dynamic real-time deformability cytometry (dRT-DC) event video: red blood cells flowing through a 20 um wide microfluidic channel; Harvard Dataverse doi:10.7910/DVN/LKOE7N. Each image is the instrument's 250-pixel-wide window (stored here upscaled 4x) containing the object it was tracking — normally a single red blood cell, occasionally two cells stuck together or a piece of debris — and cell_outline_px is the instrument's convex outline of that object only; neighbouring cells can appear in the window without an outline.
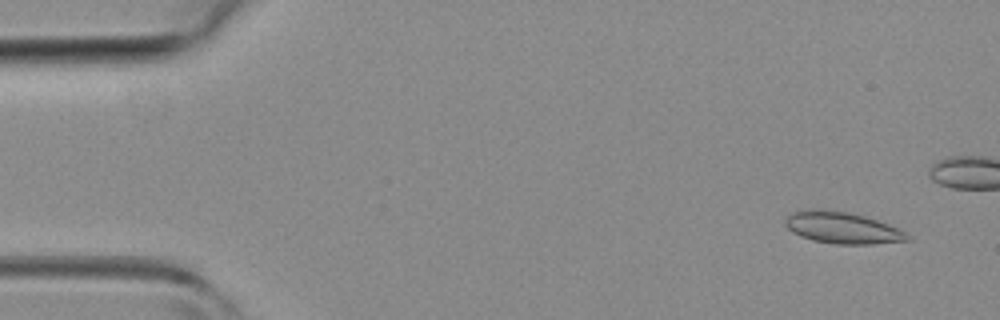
{"species": "common noctule bat (a hibernating species)", "species_latin": "Nyctalus noctula", "temperature_condition": "room temperature", "stored_images_in_passage": 44, "camera_frame_rate_fps": 3000, "um_per_image_px": 0.085, "animal": {"sex": "female", "body_mass_g": 19.3, "forearm_length_mm": 54.1}, "frame": {"image": 1, "passage_image": 3, "time_ms": 0.667, "image_size_px": [1000, 320], "cell_outline_px": [[912, 240], [872, 244], [836, 244], [812, 240], [800, 236], [792, 232], [784, 224], [784, 220], [792, 212], [804, 208], [816, 208], [848, 212], [864, 216], [900, 228], [912, 236]], "centroid_in_image_um": [71.6, 19.35], "position_along_channel_um": 13.4, "area_um2": 22.83}}
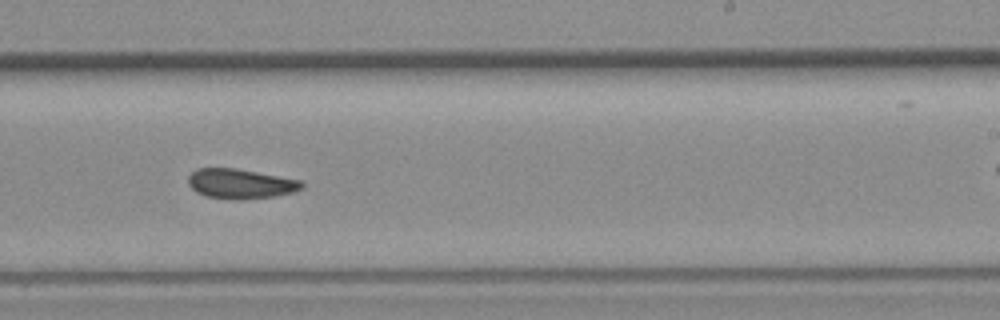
{"frame": {"image": 2, "passage_image": 26, "time_ms": 8.333, "image_size_px": [1000, 320], "cell_outline_px": [[304, 188], [292, 192], [272, 196], [240, 200], [236, 200], [208, 196], [196, 192], [188, 184], [188, 176], [196, 168], [236, 168], [304, 180]], "centroid_in_image_um": [20.47, 15.6], "position_along_channel_um": 268.5, "area_um2": 19.83}}
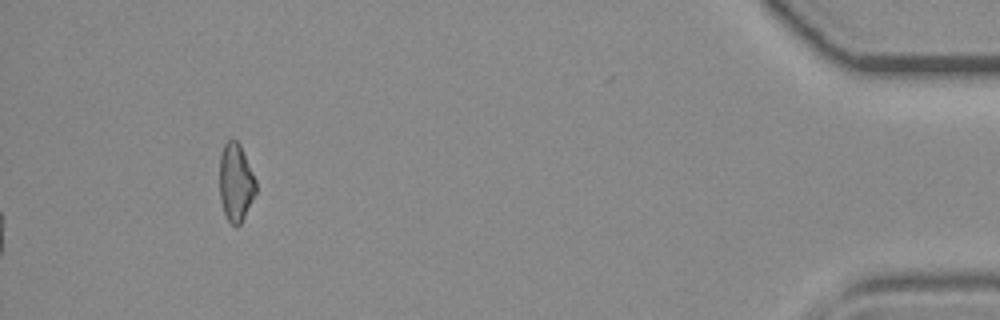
{"frame": {"image": 3, "passage_image": 44, "time_ms": 14.333, "image_size_px": [1000, 320], "cell_outline_px": [[256, 192], [240, 224], [232, 224], [228, 220], [224, 212], [220, 200], [220, 156], [224, 144], [232, 136], [240, 144], [256, 180]], "centroid_in_image_um": [20.03, 15.45], "position_along_channel_um": 415.2, "area_um2": 16.36}}